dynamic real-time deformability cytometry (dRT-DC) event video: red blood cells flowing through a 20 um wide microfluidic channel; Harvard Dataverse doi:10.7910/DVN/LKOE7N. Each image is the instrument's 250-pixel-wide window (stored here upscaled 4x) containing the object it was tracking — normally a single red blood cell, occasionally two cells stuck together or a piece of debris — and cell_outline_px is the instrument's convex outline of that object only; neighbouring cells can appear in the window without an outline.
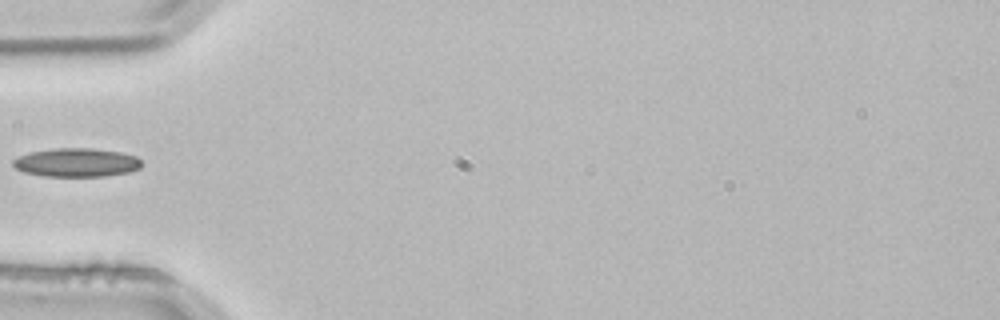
{"species": "common noctule bat (a hibernating species)", "species_latin": "Nyctalus noctula", "temperature_condition": "room temperature", "stored_images_in_passage": 1, "camera_frame_rate_fps": 3000, "um_per_image_px": 0.085, "animal": {"sex": "male", "body_mass_g": 21.5, "forearm_length_mm": 52.0}, "frame": {"image": 1, "passage_image": 1, "time_ms": 0.0, "image_size_px": [1000, 320], "cell_outline_px": [[140, 168], [128, 172], [104, 176], [44, 176], [24, 172], [16, 168], [12, 164], [12, 160], [20, 156], [32, 152], [56, 148], [92, 148], [120, 152], [136, 156], [140, 160]], "centroid_in_image_um": [6.5, 13.81], "position_along_channel_um": 78.5, "area_um2": 21.27}}